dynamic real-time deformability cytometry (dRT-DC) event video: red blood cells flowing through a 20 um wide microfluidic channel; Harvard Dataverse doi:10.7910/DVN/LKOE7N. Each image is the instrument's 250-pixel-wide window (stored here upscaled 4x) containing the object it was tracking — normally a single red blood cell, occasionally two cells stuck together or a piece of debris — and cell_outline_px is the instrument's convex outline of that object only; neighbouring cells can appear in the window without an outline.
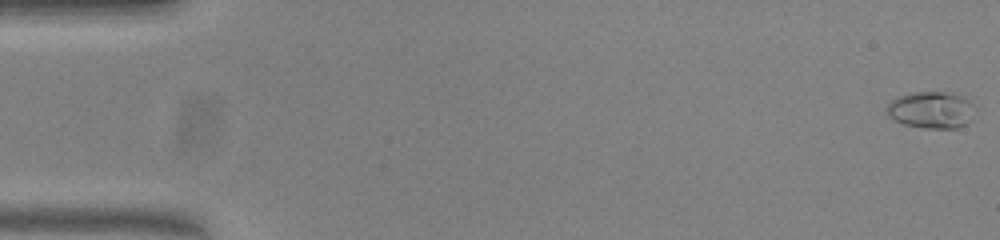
{"species": "common noctule bat (a hibernating species)", "species_latin": "Nyctalus noctula", "temperature_condition": "warm", "stored_images_in_passage": 8, "camera_frame_rate_fps": 3000, "um_per_image_px": 0.085, "animal": {"sex": "female", "body_mass_g": 23.0, "forearm_length_mm": 53.4}, "frame": {"image": 1, "passage_image": 1, "time_ms": 0.0, "image_size_px": [1000, 240], "cell_outline_px": [[976, 112], [972, 120], [956, 128], [924, 128], [904, 124], [888, 116], [884, 108], [896, 96], [908, 92], [952, 92], [964, 96], [976, 108]], "centroid_in_image_um": [79.17, 9.32], "position_along_channel_um": 5.8, "area_um2": 19.36}}